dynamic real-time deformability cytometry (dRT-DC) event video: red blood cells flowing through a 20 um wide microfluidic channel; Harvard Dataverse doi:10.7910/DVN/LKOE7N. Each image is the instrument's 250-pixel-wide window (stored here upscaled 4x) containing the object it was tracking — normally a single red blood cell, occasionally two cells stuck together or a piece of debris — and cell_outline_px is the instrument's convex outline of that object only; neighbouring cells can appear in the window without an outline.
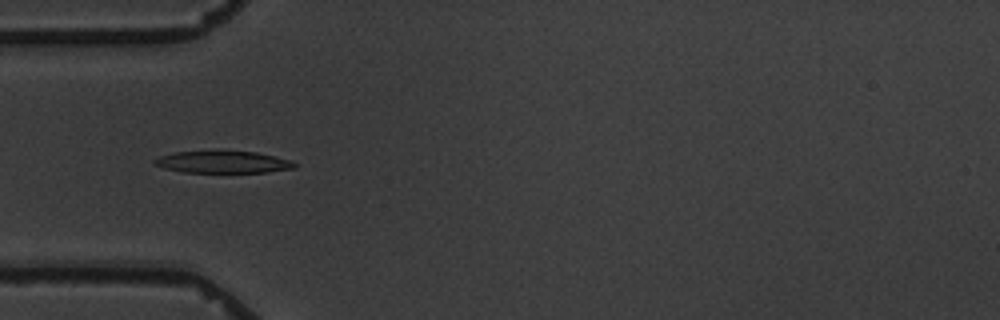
{"species": "common noctule bat (a hibernating species)", "species_latin": "Nyctalus noctula", "temperature_condition": "warm", "stored_images_in_passage": 6, "camera_frame_rate_fps": 3000, "um_per_image_px": 0.085, "animal": {"sex": "male", "body_mass_g": 19.5, "forearm_length_mm": 54.6}, "frame": {"image": 1, "passage_image": 4, "time_ms": 4.333, "image_size_px": [1000, 320], "cell_outline_px": [[296, 168], [268, 172], [184, 172], [164, 168], [152, 164], [152, 160], [160, 156], [176, 152], [256, 152], [276, 156], [292, 160], [296, 164]], "centroid_in_image_um": [18.98, 13.79], "position_along_channel_um": 66.0, "area_um2": 17.74}}
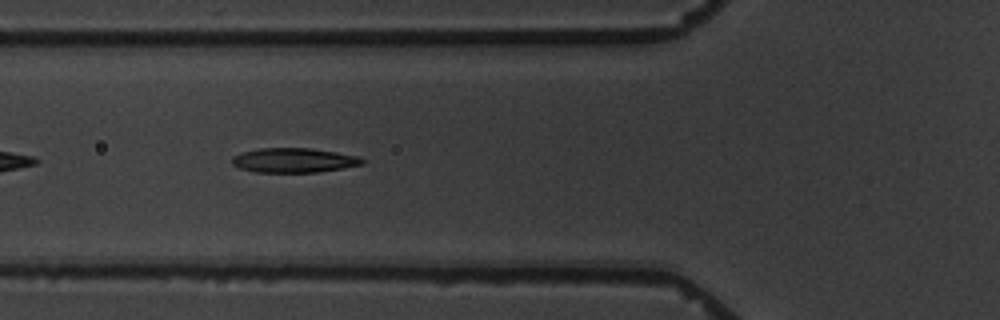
{"frame": {"image": 2, "passage_image": 5, "time_ms": 5.333, "image_size_px": [1000, 320], "cell_outline_px": [[364, 164], [320, 172], [256, 172], [240, 168], [232, 164], [232, 156], [240, 152], [260, 148], [312, 148], [360, 156], [364, 160]], "centroid_in_image_um": [24.98, 13.62], "position_along_channel_um": 100.8, "area_um2": 18.73}}
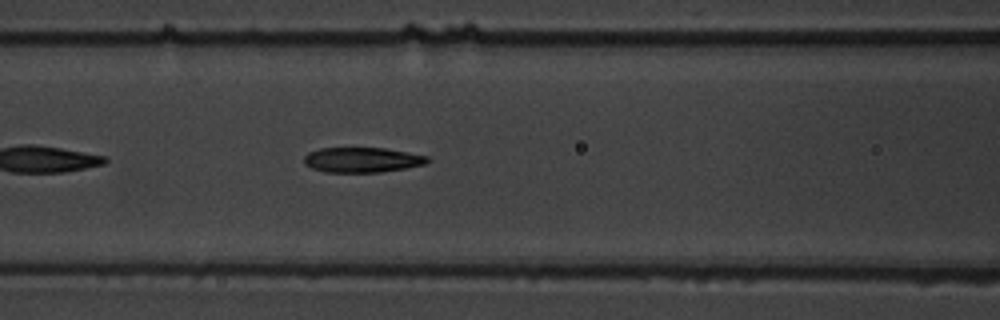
{"frame": {"image": 3, "passage_image": 6, "time_ms": 6.333, "image_size_px": [1000, 320], "cell_outline_px": [[432, 160], [424, 164], [404, 168], [380, 172], [324, 172], [312, 168], [304, 164], [304, 156], [308, 152], [320, 148], [384, 148], [408, 152], [428, 156]], "centroid_in_image_um": [30.77, 13.58], "position_along_channel_um": 135.8, "area_um2": 18.03}}